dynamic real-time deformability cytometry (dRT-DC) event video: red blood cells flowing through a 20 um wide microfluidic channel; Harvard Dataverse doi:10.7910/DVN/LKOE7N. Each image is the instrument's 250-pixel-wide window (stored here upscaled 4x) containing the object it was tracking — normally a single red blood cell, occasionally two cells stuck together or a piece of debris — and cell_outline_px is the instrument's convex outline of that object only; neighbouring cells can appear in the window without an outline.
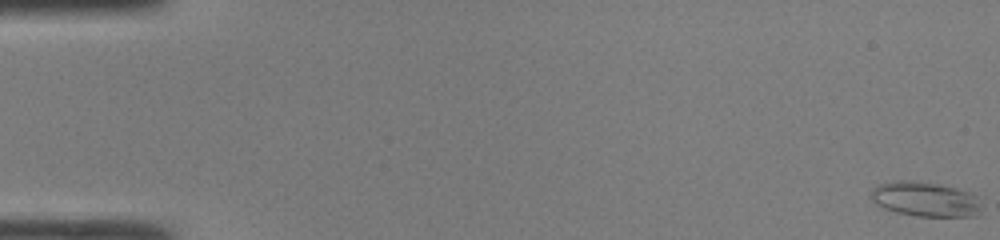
{"species": "common noctule bat (a hibernating species)", "species_latin": "Nyctalus noctula", "temperature_condition": "room temperature", "stored_images_in_passage": 48, "camera_frame_rate_fps": 3000, "um_per_image_px": 0.085, "animal": {"sex": "male", "body_mass_g": 19.0, "forearm_length_mm": 50.8}, "frame": {"image": 1, "passage_image": 1, "time_ms": 0.0, "image_size_px": [1000, 240], "cell_outline_px": [[980, 216], [916, 216], [896, 212], [884, 208], [876, 204], [872, 200], [872, 188], [876, 184], [892, 180], [908, 180], [940, 184], [972, 192], [976, 196], [980, 204]], "centroid_in_image_um": [78.64, 16.92], "position_along_channel_um": 6.4, "area_um2": 22.6}}
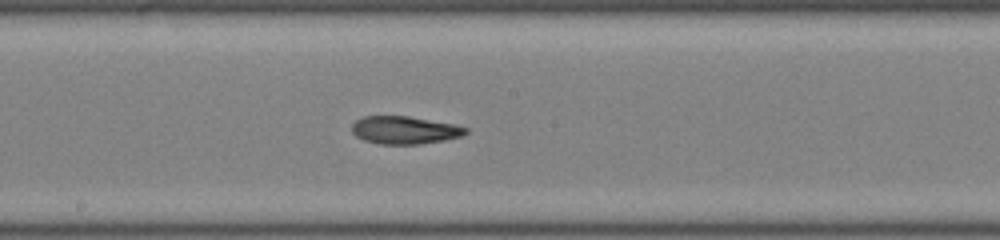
{"frame": {"image": 2, "passage_image": 27, "time_ms": 8.667, "image_size_px": [1000, 240], "cell_outline_px": [[468, 132], [460, 136], [444, 140], [420, 144], [380, 144], [364, 140], [356, 136], [352, 132], [352, 124], [356, 120], [364, 116], [408, 116], [452, 124], [468, 128]], "centroid_in_image_um": [34.36, 11.06], "position_along_channel_um": 213.8, "area_um2": 18.26}}
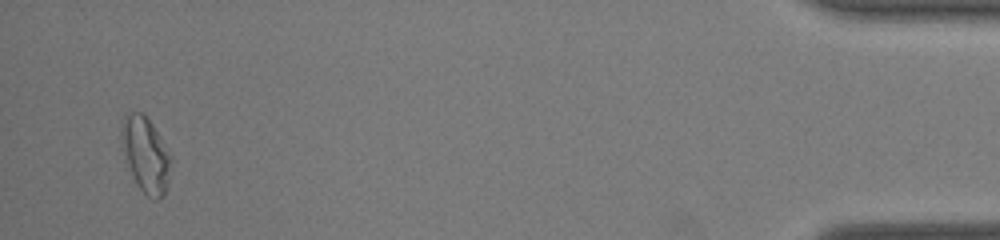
{"frame": {"image": 3, "passage_image": 47, "time_ms": 15.333, "image_size_px": [1000, 240], "cell_outline_px": [[168, 180], [164, 196], [156, 200], [148, 196], [136, 184], [120, 136], [124, 116], [128, 112], [144, 112], [152, 124], [168, 152]], "centroid_in_image_um": [12.36, 13.11], "position_along_channel_um": 422.8, "area_um2": 20.63}, "authors_computed_cell_mechanics": {"area_um2": 19.9121, "velocity_mm_per_s": 4.2973, "shape_relaxation_time_tau1_ms": 7.6286, "shape_relaxation_time_tau2_ms": 3.8316, "deformation_change_tau1": 0.2228, "deformation_change_tau2": 0.1334}}